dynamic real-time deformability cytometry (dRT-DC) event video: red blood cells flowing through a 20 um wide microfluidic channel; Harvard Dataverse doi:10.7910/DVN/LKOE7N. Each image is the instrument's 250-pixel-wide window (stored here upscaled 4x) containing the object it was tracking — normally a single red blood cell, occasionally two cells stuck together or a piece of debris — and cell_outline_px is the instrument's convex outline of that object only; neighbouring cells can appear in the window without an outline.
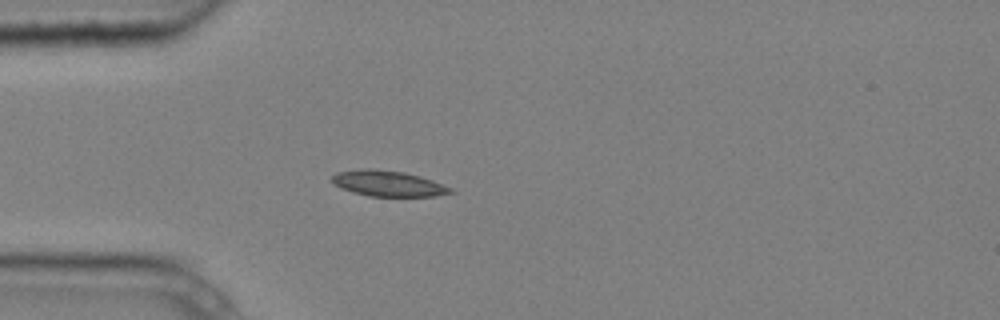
{"species": "common noctule bat (a hibernating species)", "species_latin": "Nyctalus noctula", "temperature_condition": "cold", "stored_images_in_passage": 4, "camera_frame_rate_fps": 3000, "um_per_image_px": 0.085, "animal": {"sex": "male", "body_mass_g": 20.4}, "frame": {"image": 1, "passage_image": 4, "time_ms": 1.0, "image_size_px": [1000, 320], "cell_outline_px": [[456, 192], [436, 196], [368, 196], [352, 192], [340, 188], [332, 184], [332, 176], [336, 172], [364, 168], [372, 168], [404, 172], [420, 176], [432, 180], [452, 188]], "centroid_in_image_um": [32.97, 15.59], "position_along_channel_um": 52.0, "area_um2": 17.92}}